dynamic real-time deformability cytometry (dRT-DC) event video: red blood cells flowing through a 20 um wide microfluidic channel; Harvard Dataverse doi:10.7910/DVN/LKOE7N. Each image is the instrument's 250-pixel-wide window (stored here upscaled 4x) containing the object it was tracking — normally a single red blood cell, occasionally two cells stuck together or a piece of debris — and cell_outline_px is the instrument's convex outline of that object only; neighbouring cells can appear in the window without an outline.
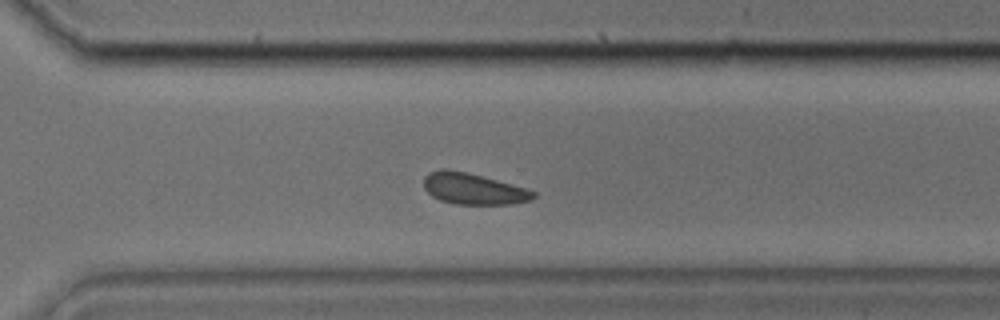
{"species": "common noctule bat (a hibernating species)", "species_latin": "Nyctalus noctula", "temperature_condition": "cold", "stored_images_in_passage": 23, "camera_frame_rate_fps": 3000, "um_per_image_px": 0.085, "animal": {"sex": "male", "body_mass_g": 17.9, "forearm_length_mm": 54.2}, "frame": {"image": 1, "passage_image": 17, "time_ms": 5.333, "image_size_px": [1000, 320], "cell_outline_px": [[532, 196], [524, 200], [500, 204], [464, 204], [444, 200], [428, 192], [424, 184], [424, 180], [432, 172], [464, 172], [508, 184], [532, 192]], "centroid_in_image_um": [40.17, 16.07], "position_along_channel_um": 330.4, "area_um2": 17.69}}